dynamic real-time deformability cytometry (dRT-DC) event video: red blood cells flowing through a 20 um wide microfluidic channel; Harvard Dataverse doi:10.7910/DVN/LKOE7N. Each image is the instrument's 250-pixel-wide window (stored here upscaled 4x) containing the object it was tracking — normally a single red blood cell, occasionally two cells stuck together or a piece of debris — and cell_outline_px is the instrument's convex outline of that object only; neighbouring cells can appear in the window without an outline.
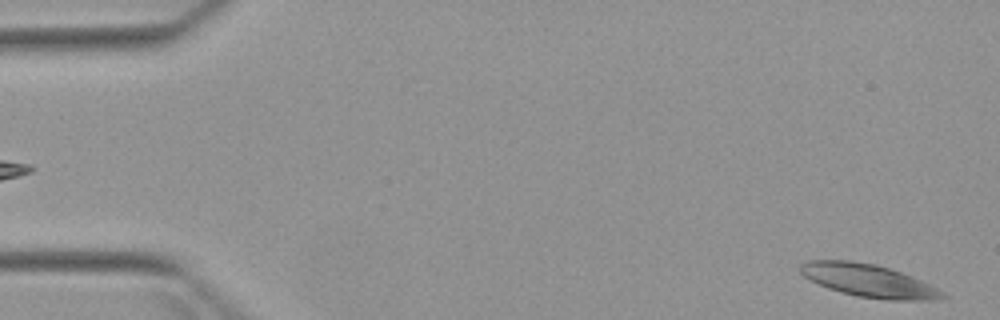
{"species": "Egyptian fruit bat (a non-hibernating species)", "species_latin": "Rousettus aegyptiacus", "temperature_condition": "warm", "stored_images_in_passage": 8, "camera_frame_rate_fps": 3000, "um_per_image_px": 0.085, "animal": {"sex": "female"}, "frame": {"image": 1, "passage_image": 1, "time_ms": 0.0, "image_size_px": [1000, 320], "cell_outline_px": [[948, 296], [932, 300], [888, 300], [856, 296], [840, 292], [828, 288], [804, 276], [800, 272], [800, 264], [808, 260], [848, 260], [876, 264], [912, 276], [944, 292]], "centroid_in_image_um": [73.82, 23.85], "position_along_channel_um": 11.2, "area_um2": 26.99}}
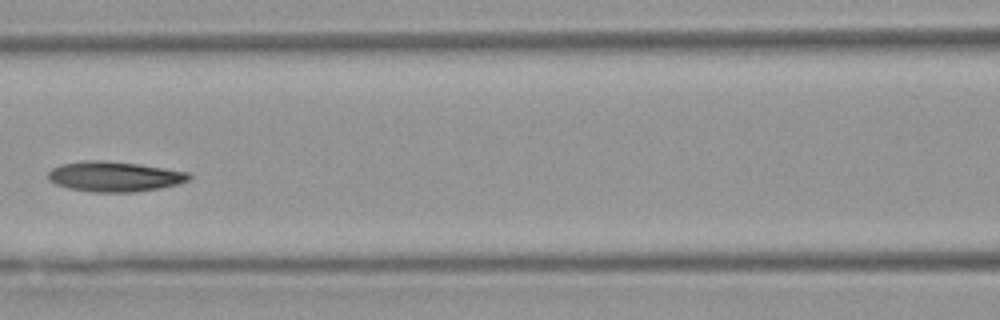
{"frame": {"image": 2, "passage_image": 7, "time_ms": 7.0, "image_size_px": [1000, 320], "cell_outline_px": [[192, 176], [188, 180], [176, 184], [160, 188], [136, 192], [92, 192], [68, 188], [56, 184], [48, 180], [48, 172], [52, 168], [60, 164], [84, 160], [104, 160], [140, 164], [188, 172]], "centroid_in_image_um": [9.7, 15.0], "position_along_channel_um": 156.9, "area_um2": 24.85}}
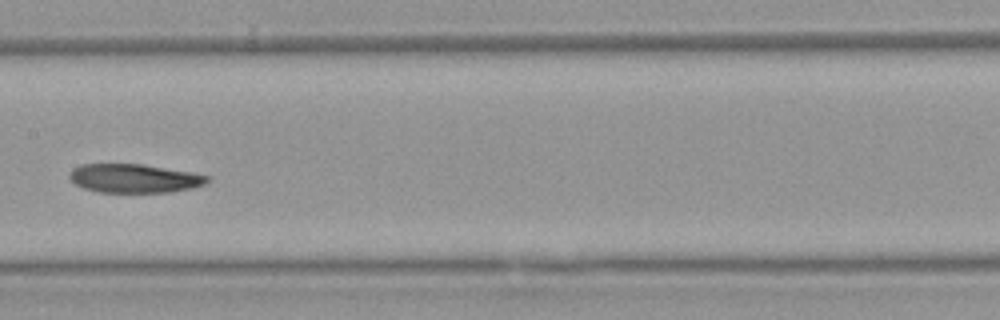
{"frame": {"image": 3, "passage_image": 8, "time_ms": 8.0, "image_size_px": [1000, 320], "cell_outline_px": [[208, 180], [204, 184], [192, 188], [168, 192], [100, 192], [84, 188], [76, 184], [68, 176], [72, 168], [80, 164], [140, 164], [192, 172], [208, 176]], "centroid_in_image_um": [11.38, 15.15], "position_along_channel_um": 196.0, "area_um2": 22.89}}